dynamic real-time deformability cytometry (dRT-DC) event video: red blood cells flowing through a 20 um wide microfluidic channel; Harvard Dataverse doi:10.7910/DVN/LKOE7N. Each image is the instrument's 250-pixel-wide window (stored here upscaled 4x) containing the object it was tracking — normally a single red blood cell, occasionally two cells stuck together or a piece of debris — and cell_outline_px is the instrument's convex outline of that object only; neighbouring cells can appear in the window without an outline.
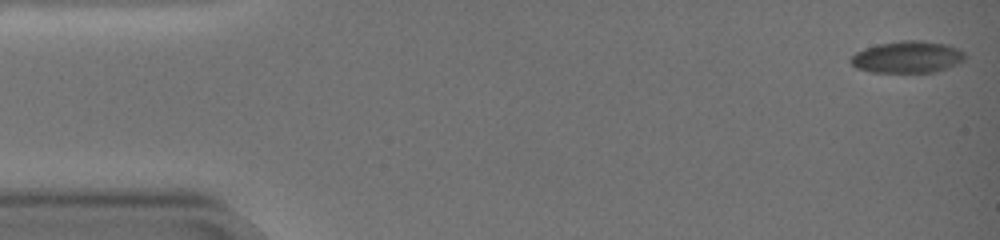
{"species": "common noctule bat (a hibernating species)", "species_latin": "Nyctalus noctula", "temperature_condition": "warm", "stored_images_in_passage": 58, "camera_frame_rate_fps": 3000, "um_per_image_px": 0.085, "animal": {"sex": "female", "body_mass_g": 19.0, "forearm_length_mm": 51.5}, "frame": {"image": 1, "passage_image": 1, "time_ms": 0.0, "image_size_px": [1000, 240], "cell_outline_px": [[968, 56], [964, 60], [948, 68], [936, 72], [872, 72], [856, 68], [848, 60], [856, 52], [864, 48], [880, 44], [900, 40], [920, 40], [948, 44], [964, 52]], "centroid_in_image_um": [77.15, 4.85], "position_along_channel_um": 7.9, "area_um2": 21.33}}
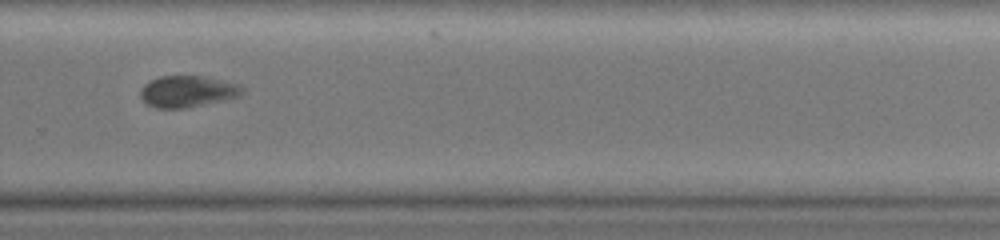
{"frame": {"image": 2, "passage_image": 41, "time_ms": 13.333, "image_size_px": [1000, 240], "cell_outline_px": [[244, 92], [236, 96], [224, 100], [184, 108], [156, 108], [148, 104], [140, 96], [140, 88], [144, 84], [160, 76], [204, 76], [236, 84], [244, 88]], "centroid_in_image_um": [15.9, 7.77], "position_along_channel_um": 313.9, "area_um2": 18.38}}
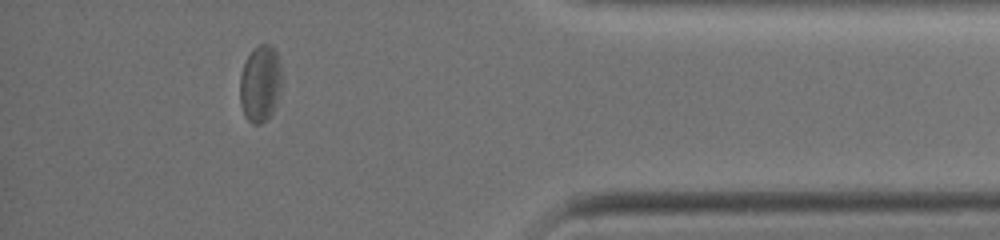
{"frame": {"image": 3, "passage_image": 52, "time_ms": 17.0, "image_size_px": [1000, 240], "cell_outline_px": [[280, 88], [272, 112], [260, 124], [252, 124], [244, 116], [240, 104], [240, 76], [244, 60], [252, 48], [260, 44], [272, 44], [276, 52], [280, 64]], "centroid_in_image_um": [22.08, 7.06], "position_along_channel_um": 413.1, "area_um2": 18.67}, "authors_computed_cell_mechanics": {"area_um2": 20.1722, "velocity_mm_per_s": 3.2994, "shape_relaxation_time_tau1_ms": 5.8332, "shape_relaxation_time_tau2_ms": 4.6517, "deformation_change_tau1": 0.1408, "deformation_change_tau2": 0.0712}}